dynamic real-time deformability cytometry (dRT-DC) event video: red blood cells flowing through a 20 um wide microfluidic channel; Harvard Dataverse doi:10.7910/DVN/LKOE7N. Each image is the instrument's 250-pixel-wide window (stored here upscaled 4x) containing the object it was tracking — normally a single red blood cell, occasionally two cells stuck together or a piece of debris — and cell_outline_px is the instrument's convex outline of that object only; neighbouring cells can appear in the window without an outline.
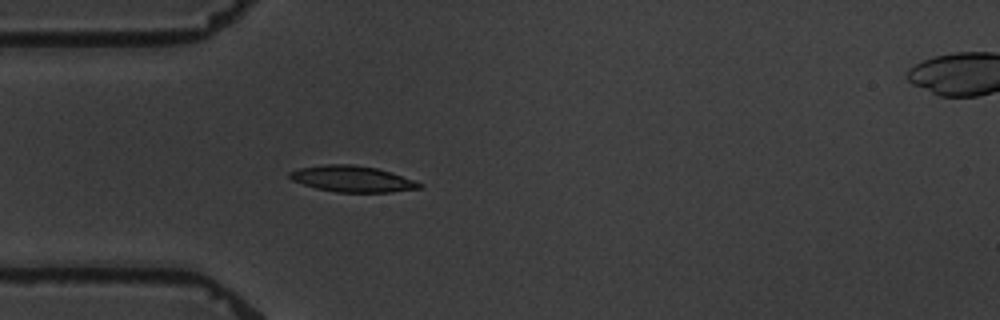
{"species": "common noctule bat (a hibernating species)", "species_latin": "Nyctalus noctula", "temperature_condition": "warm", "stored_images_in_passage": 5, "camera_frame_rate_fps": 3000, "um_per_image_px": 0.085, "animal": {"sex": "male", "body_mass_g": 19.5, "forearm_length_mm": 54.6}, "frame": {"image": 1, "passage_image": 4, "time_ms": 4.333, "image_size_px": [1000, 320], "cell_outline_px": [[424, 184], [420, 188], [392, 192], [336, 192], [316, 188], [292, 180], [288, 176], [288, 172], [300, 168], [324, 164], [352, 164], [376, 168], [392, 172]], "centroid_in_image_um": [29.95, 15.2], "position_along_channel_um": 55.1, "area_um2": 19.71}}